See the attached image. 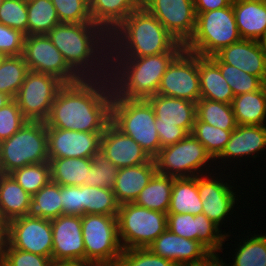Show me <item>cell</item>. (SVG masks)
<instances>
[{
  "label": "cell",
  "instance_id": "1",
  "mask_svg": "<svg viewBox=\"0 0 266 266\" xmlns=\"http://www.w3.org/2000/svg\"><path fill=\"white\" fill-rule=\"evenodd\" d=\"M112 99L109 77L65 84L51 106L46 128L104 132L111 122Z\"/></svg>",
  "mask_w": 266,
  "mask_h": 266
},
{
  "label": "cell",
  "instance_id": "2",
  "mask_svg": "<svg viewBox=\"0 0 266 266\" xmlns=\"http://www.w3.org/2000/svg\"><path fill=\"white\" fill-rule=\"evenodd\" d=\"M47 36L81 79L109 77V34L99 25L59 23Z\"/></svg>",
  "mask_w": 266,
  "mask_h": 266
},
{
  "label": "cell",
  "instance_id": "3",
  "mask_svg": "<svg viewBox=\"0 0 266 266\" xmlns=\"http://www.w3.org/2000/svg\"><path fill=\"white\" fill-rule=\"evenodd\" d=\"M109 42L110 58H139L184 49L143 6L109 34Z\"/></svg>",
  "mask_w": 266,
  "mask_h": 266
},
{
  "label": "cell",
  "instance_id": "4",
  "mask_svg": "<svg viewBox=\"0 0 266 266\" xmlns=\"http://www.w3.org/2000/svg\"><path fill=\"white\" fill-rule=\"evenodd\" d=\"M180 52H164L139 58H110L109 79L113 94L127 99L156 95L168 65Z\"/></svg>",
  "mask_w": 266,
  "mask_h": 266
},
{
  "label": "cell",
  "instance_id": "5",
  "mask_svg": "<svg viewBox=\"0 0 266 266\" xmlns=\"http://www.w3.org/2000/svg\"><path fill=\"white\" fill-rule=\"evenodd\" d=\"M155 121V111L147 99H127L113 94L111 123L137 142L151 158L161 150Z\"/></svg>",
  "mask_w": 266,
  "mask_h": 266
},
{
  "label": "cell",
  "instance_id": "6",
  "mask_svg": "<svg viewBox=\"0 0 266 266\" xmlns=\"http://www.w3.org/2000/svg\"><path fill=\"white\" fill-rule=\"evenodd\" d=\"M240 40L231 4L222 9L196 13L195 31L184 49L201 57H211Z\"/></svg>",
  "mask_w": 266,
  "mask_h": 266
},
{
  "label": "cell",
  "instance_id": "7",
  "mask_svg": "<svg viewBox=\"0 0 266 266\" xmlns=\"http://www.w3.org/2000/svg\"><path fill=\"white\" fill-rule=\"evenodd\" d=\"M43 162H49L45 122L27 121L10 138L0 142V174Z\"/></svg>",
  "mask_w": 266,
  "mask_h": 266
},
{
  "label": "cell",
  "instance_id": "8",
  "mask_svg": "<svg viewBox=\"0 0 266 266\" xmlns=\"http://www.w3.org/2000/svg\"><path fill=\"white\" fill-rule=\"evenodd\" d=\"M116 217L123 250L147 248L167 229V213L135 203L120 205Z\"/></svg>",
  "mask_w": 266,
  "mask_h": 266
},
{
  "label": "cell",
  "instance_id": "9",
  "mask_svg": "<svg viewBox=\"0 0 266 266\" xmlns=\"http://www.w3.org/2000/svg\"><path fill=\"white\" fill-rule=\"evenodd\" d=\"M117 215H82L85 261L101 266H115L123 251Z\"/></svg>",
  "mask_w": 266,
  "mask_h": 266
},
{
  "label": "cell",
  "instance_id": "10",
  "mask_svg": "<svg viewBox=\"0 0 266 266\" xmlns=\"http://www.w3.org/2000/svg\"><path fill=\"white\" fill-rule=\"evenodd\" d=\"M153 159L158 173L173 178L207 174L214 160L192 133L173 145L161 148Z\"/></svg>",
  "mask_w": 266,
  "mask_h": 266
},
{
  "label": "cell",
  "instance_id": "11",
  "mask_svg": "<svg viewBox=\"0 0 266 266\" xmlns=\"http://www.w3.org/2000/svg\"><path fill=\"white\" fill-rule=\"evenodd\" d=\"M64 85L56 76L29 70L14 99L28 121L45 122L58 91Z\"/></svg>",
  "mask_w": 266,
  "mask_h": 266
},
{
  "label": "cell",
  "instance_id": "12",
  "mask_svg": "<svg viewBox=\"0 0 266 266\" xmlns=\"http://www.w3.org/2000/svg\"><path fill=\"white\" fill-rule=\"evenodd\" d=\"M22 57L30 71L56 76L65 84L81 80L68 66L47 34L26 35Z\"/></svg>",
  "mask_w": 266,
  "mask_h": 266
},
{
  "label": "cell",
  "instance_id": "13",
  "mask_svg": "<svg viewBox=\"0 0 266 266\" xmlns=\"http://www.w3.org/2000/svg\"><path fill=\"white\" fill-rule=\"evenodd\" d=\"M157 94L196 103L200 99L198 54L183 49L168 65Z\"/></svg>",
  "mask_w": 266,
  "mask_h": 266
},
{
  "label": "cell",
  "instance_id": "14",
  "mask_svg": "<svg viewBox=\"0 0 266 266\" xmlns=\"http://www.w3.org/2000/svg\"><path fill=\"white\" fill-rule=\"evenodd\" d=\"M6 241L13 248L52 260L51 220L32 215L15 218L6 224Z\"/></svg>",
  "mask_w": 266,
  "mask_h": 266
},
{
  "label": "cell",
  "instance_id": "15",
  "mask_svg": "<svg viewBox=\"0 0 266 266\" xmlns=\"http://www.w3.org/2000/svg\"><path fill=\"white\" fill-rule=\"evenodd\" d=\"M142 6L185 45L196 27L194 0H142Z\"/></svg>",
  "mask_w": 266,
  "mask_h": 266
},
{
  "label": "cell",
  "instance_id": "16",
  "mask_svg": "<svg viewBox=\"0 0 266 266\" xmlns=\"http://www.w3.org/2000/svg\"><path fill=\"white\" fill-rule=\"evenodd\" d=\"M167 228L176 235L199 241L213 255L223 252V244L230 237L226 232L222 234L221 229L204 213H167Z\"/></svg>",
  "mask_w": 266,
  "mask_h": 266
},
{
  "label": "cell",
  "instance_id": "17",
  "mask_svg": "<svg viewBox=\"0 0 266 266\" xmlns=\"http://www.w3.org/2000/svg\"><path fill=\"white\" fill-rule=\"evenodd\" d=\"M53 263L84 262L82 216L61 215L51 220Z\"/></svg>",
  "mask_w": 266,
  "mask_h": 266
},
{
  "label": "cell",
  "instance_id": "18",
  "mask_svg": "<svg viewBox=\"0 0 266 266\" xmlns=\"http://www.w3.org/2000/svg\"><path fill=\"white\" fill-rule=\"evenodd\" d=\"M103 132L47 128L49 158H92L100 152Z\"/></svg>",
  "mask_w": 266,
  "mask_h": 266
},
{
  "label": "cell",
  "instance_id": "19",
  "mask_svg": "<svg viewBox=\"0 0 266 266\" xmlns=\"http://www.w3.org/2000/svg\"><path fill=\"white\" fill-rule=\"evenodd\" d=\"M211 175L212 172L208 173V176L207 174L197 176L198 192L202 200V213L221 228L223 221L228 219V215L233 212L235 203L238 204V196L236 198V192H233L234 186L229 185L224 179L214 176L217 173Z\"/></svg>",
  "mask_w": 266,
  "mask_h": 266
},
{
  "label": "cell",
  "instance_id": "20",
  "mask_svg": "<svg viewBox=\"0 0 266 266\" xmlns=\"http://www.w3.org/2000/svg\"><path fill=\"white\" fill-rule=\"evenodd\" d=\"M147 248L153 254L166 258L178 266L200 264L213 255L199 241L176 235L168 228Z\"/></svg>",
  "mask_w": 266,
  "mask_h": 266
},
{
  "label": "cell",
  "instance_id": "21",
  "mask_svg": "<svg viewBox=\"0 0 266 266\" xmlns=\"http://www.w3.org/2000/svg\"><path fill=\"white\" fill-rule=\"evenodd\" d=\"M100 153L117 168L141 165L152 159L137 142L123 134L111 122L102 134Z\"/></svg>",
  "mask_w": 266,
  "mask_h": 266
},
{
  "label": "cell",
  "instance_id": "22",
  "mask_svg": "<svg viewBox=\"0 0 266 266\" xmlns=\"http://www.w3.org/2000/svg\"><path fill=\"white\" fill-rule=\"evenodd\" d=\"M209 58L214 63L235 66L266 84V59L259 41L241 39Z\"/></svg>",
  "mask_w": 266,
  "mask_h": 266
},
{
  "label": "cell",
  "instance_id": "23",
  "mask_svg": "<svg viewBox=\"0 0 266 266\" xmlns=\"http://www.w3.org/2000/svg\"><path fill=\"white\" fill-rule=\"evenodd\" d=\"M265 148L266 125H237L224 150L215 160L230 158L228 161L232 162L233 159L242 161L246 156L256 158Z\"/></svg>",
  "mask_w": 266,
  "mask_h": 266
},
{
  "label": "cell",
  "instance_id": "24",
  "mask_svg": "<svg viewBox=\"0 0 266 266\" xmlns=\"http://www.w3.org/2000/svg\"><path fill=\"white\" fill-rule=\"evenodd\" d=\"M147 100L155 111V125H176L192 133L196 119L195 102L159 94Z\"/></svg>",
  "mask_w": 266,
  "mask_h": 266
},
{
  "label": "cell",
  "instance_id": "25",
  "mask_svg": "<svg viewBox=\"0 0 266 266\" xmlns=\"http://www.w3.org/2000/svg\"><path fill=\"white\" fill-rule=\"evenodd\" d=\"M157 172L152 158L149 162L132 167L119 168L112 188L120 205L134 203L141 190Z\"/></svg>",
  "mask_w": 266,
  "mask_h": 266
},
{
  "label": "cell",
  "instance_id": "26",
  "mask_svg": "<svg viewBox=\"0 0 266 266\" xmlns=\"http://www.w3.org/2000/svg\"><path fill=\"white\" fill-rule=\"evenodd\" d=\"M232 6L241 39L259 41L266 34V1L233 0Z\"/></svg>",
  "mask_w": 266,
  "mask_h": 266
},
{
  "label": "cell",
  "instance_id": "27",
  "mask_svg": "<svg viewBox=\"0 0 266 266\" xmlns=\"http://www.w3.org/2000/svg\"><path fill=\"white\" fill-rule=\"evenodd\" d=\"M142 6V0H89L92 22L111 34L133 11Z\"/></svg>",
  "mask_w": 266,
  "mask_h": 266
},
{
  "label": "cell",
  "instance_id": "28",
  "mask_svg": "<svg viewBox=\"0 0 266 266\" xmlns=\"http://www.w3.org/2000/svg\"><path fill=\"white\" fill-rule=\"evenodd\" d=\"M31 199L32 196L9 174H0V217L6 224L15 218L30 215Z\"/></svg>",
  "mask_w": 266,
  "mask_h": 266
},
{
  "label": "cell",
  "instance_id": "29",
  "mask_svg": "<svg viewBox=\"0 0 266 266\" xmlns=\"http://www.w3.org/2000/svg\"><path fill=\"white\" fill-rule=\"evenodd\" d=\"M200 99L232 104L235 97L219 67L209 58L198 55Z\"/></svg>",
  "mask_w": 266,
  "mask_h": 266
},
{
  "label": "cell",
  "instance_id": "30",
  "mask_svg": "<svg viewBox=\"0 0 266 266\" xmlns=\"http://www.w3.org/2000/svg\"><path fill=\"white\" fill-rule=\"evenodd\" d=\"M231 105L237 125H265L266 84L255 92L235 96Z\"/></svg>",
  "mask_w": 266,
  "mask_h": 266
},
{
  "label": "cell",
  "instance_id": "31",
  "mask_svg": "<svg viewBox=\"0 0 266 266\" xmlns=\"http://www.w3.org/2000/svg\"><path fill=\"white\" fill-rule=\"evenodd\" d=\"M51 181L63 186L87 185L91 158H49Z\"/></svg>",
  "mask_w": 266,
  "mask_h": 266
},
{
  "label": "cell",
  "instance_id": "32",
  "mask_svg": "<svg viewBox=\"0 0 266 266\" xmlns=\"http://www.w3.org/2000/svg\"><path fill=\"white\" fill-rule=\"evenodd\" d=\"M202 200L198 192L197 176L174 178L170 206L167 213H202Z\"/></svg>",
  "mask_w": 266,
  "mask_h": 266
},
{
  "label": "cell",
  "instance_id": "33",
  "mask_svg": "<svg viewBox=\"0 0 266 266\" xmlns=\"http://www.w3.org/2000/svg\"><path fill=\"white\" fill-rule=\"evenodd\" d=\"M174 178L156 172L134 201L138 206L167 213Z\"/></svg>",
  "mask_w": 266,
  "mask_h": 266
},
{
  "label": "cell",
  "instance_id": "34",
  "mask_svg": "<svg viewBox=\"0 0 266 266\" xmlns=\"http://www.w3.org/2000/svg\"><path fill=\"white\" fill-rule=\"evenodd\" d=\"M27 35L48 34L60 23L51 0H27Z\"/></svg>",
  "mask_w": 266,
  "mask_h": 266
},
{
  "label": "cell",
  "instance_id": "35",
  "mask_svg": "<svg viewBox=\"0 0 266 266\" xmlns=\"http://www.w3.org/2000/svg\"><path fill=\"white\" fill-rule=\"evenodd\" d=\"M61 201L60 185L50 180L32 196L30 215L53 220L63 215Z\"/></svg>",
  "mask_w": 266,
  "mask_h": 266
},
{
  "label": "cell",
  "instance_id": "36",
  "mask_svg": "<svg viewBox=\"0 0 266 266\" xmlns=\"http://www.w3.org/2000/svg\"><path fill=\"white\" fill-rule=\"evenodd\" d=\"M196 117L222 130H234L237 127L231 104L199 99L196 102Z\"/></svg>",
  "mask_w": 266,
  "mask_h": 266
},
{
  "label": "cell",
  "instance_id": "37",
  "mask_svg": "<svg viewBox=\"0 0 266 266\" xmlns=\"http://www.w3.org/2000/svg\"><path fill=\"white\" fill-rule=\"evenodd\" d=\"M83 215H117L120 204L111 188L82 185Z\"/></svg>",
  "mask_w": 266,
  "mask_h": 266
},
{
  "label": "cell",
  "instance_id": "38",
  "mask_svg": "<svg viewBox=\"0 0 266 266\" xmlns=\"http://www.w3.org/2000/svg\"><path fill=\"white\" fill-rule=\"evenodd\" d=\"M28 71L22 55L7 56L0 64V92L14 99Z\"/></svg>",
  "mask_w": 266,
  "mask_h": 266
},
{
  "label": "cell",
  "instance_id": "39",
  "mask_svg": "<svg viewBox=\"0 0 266 266\" xmlns=\"http://www.w3.org/2000/svg\"><path fill=\"white\" fill-rule=\"evenodd\" d=\"M240 242L235 249V258L231 266H266V234L254 236ZM243 243V245H240ZM225 266H230V264Z\"/></svg>",
  "mask_w": 266,
  "mask_h": 266
},
{
  "label": "cell",
  "instance_id": "40",
  "mask_svg": "<svg viewBox=\"0 0 266 266\" xmlns=\"http://www.w3.org/2000/svg\"><path fill=\"white\" fill-rule=\"evenodd\" d=\"M9 175L33 196L51 180L50 164L49 162L29 164L12 171Z\"/></svg>",
  "mask_w": 266,
  "mask_h": 266
},
{
  "label": "cell",
  "instance_id": "41",
  "mask_svg": "<svg viewBox=\"0 0 266 266\" xmlns=\"http://www.w3.org/2000/svg\"><path fill=\"white\" fill-rule=\"evenodd\" d=\"M232 131L209 125L196 117L192 135L206 148L215 161L224 150Z\"/></svg>",
  "mask_w": 266,
  "mask_h": 266
},
{
  "label": "cell",
  "instance_id": "42",
  "mask_svg": "<svg viewBox=\"0 0 266 266\" xmlns=\"http://www.w3.org/2000/svg\"><path fill=\"white\" fill-rule=\"evenodd\" d=\"M215 64L219 67L222 76L231 87L234 96L255 92L264 85L258 77L248 74L235 66L225 63Z\"/></svg>",
  "mask_w": 266,
  "mask_h": 266
},
{
  "label": "cell",
  "instance_id": "43",
  "mask_svg": "<svg viewBox=\"0 0 266 266\" xmlns=\"http://www.w3.org/2000/svg\"><path fill=\"white\" fill-rule=\"evenodd\" d=\"M92 164L88 175V187L113 188L118 169L100 152L91 158Z\"/></svg>",
  "mask_w": 266,
  "mask_h": 266
},
{
  "label": "cell",
  "instance_id": "44",
  "mask_svg": "<svg viewBox=\"0 0 266 266\" xmlns=\"http://www.w3.org/2000/svg\"><path fill=\"white\" fill-rule=\"evenodd\" d=\"M50 258L13 248L6 240L0 248V266H52Z\"/></svg>",
  "mask_w": 266,
  "mask_h": 266
},
{
  "label": "cell",
  "instance_id": "45",
  "mask_svg": "<svg viewBox=\"0 0 266 266\" xmlns=\"http://www.w3.org/2000/svg\"><path fill=\"white\" fill-rule=\"evenodd\" d=\"M27 0H4L0 7V23L27 35Z\"/></svg>",
  "mask_w": 266,
  "mask_h": 266
},
{
  "label": "cell",
  "instance_id": "46",
  "mask_svg": "<svg viewBox=\"0 0 266 266\" xmlns=\"http://www.w3.org/2000/svg\"><path fill=\"white\" fill-rule=\"evenodd\" d=\"M60 23L92 22L89 0H51Z\"/></svg>",
  "mask_w": 266,
  "mask_h": 266
},
{
  "label": "cell",
  "instance_id": "47",
  "mask_svg": "<svg viewBox=\"0 0 266 266\" xmlns=\"http://www.w3.org/2000/svg\"><path fill=\"white\" fill-rule=\"evenodd\" d=\"M117 266H178L174 262L153 254L148 248L123 250Z\"/></svg>",
  "mask_w": 266,
  "mask_h": 266
},
{
  "label": "cell",
  "instance_id": "48",
  "mask_svg": "<svg viewBox=\"0 0 266 266\" xmlns=\"http://www.w3.org/2000/svg\"><path fill=\"white\" fill-rule=\"evenodd\" d=\"M27 121L15 99L0 108V142L10 138Z\"/></svg>",
  "mask_w": 266,
  "mask_h": 266
},
{
  "label": "cell",
  "instance_id": "49",
  "mask_svg": "<svg viewBox=\"0 0 266 266\" xmlns=\"http://www.w3.org/2000/svg\"><path fill=\"white\" fill-rule=\"evenodd\" d=\"M25 35L19 30L0 23V51L7 56H19L23 52Z\"/></svg>",
  "mask_w": 266,
  "mask_h": 266
},
{
  "label": "cell",
  "instance_id": "50",
  "mask_svg": "<svg viewBox=\"0 0 266 266\" xmlns=\"http://www.w3.org/2000/svg\"><path fill=\"white\" fill-rule=\"evenodd\" d=\"M60 198L63 205V215H83L82 186L60 185Z\"/></svg>",
  "mask_w": 266,
  "mask_h": 266
},
{
  "label": "cell",
  "instance_id": "51",
  "mask_svg": "<svg viewBox=\"0 0 266 266\" xmlns=\"http://www.w3.org/2000/svg\"><path fill=\"white\" fill-rule=\"evenodd\" d=\"M161 148L173 145L184 139L189 133L182 127L176 125H155Z\"/></svg>",
  "mask_w": 266,
  "mask_h": 266
},
{
  "label": "cell",
  "instance_id": "52",
  "mask_svg": "<svg viewBox=\"0 0 266 266\" xmlns=\"http://www.w3.org/2000/svg\"><path fill=\"white\" fill-rule=\"evenodd\" d=\"M233 0H194L195 13L208 12L229 7Z\"/></svg>",
  "mask_w": 266,
  "mask_h": 266
},
{
  "label": "cell",
  "instance_id": "53",
  "mask_svg": "<svg viewBox=\"0 0 266 266\" xmlns=\"http://www.w3.org/2000/svg\"><path fill=\"white\" fill-rule=\"evenodd\" d=\"M217 255H212L211 257H209L205 262L200 263V264H195V265H191V266H225V262L223 261V259L221 260Z\"/></svg>",
  "mask_w": 266,
  "mask_h": 266
},
{
  "label": "cell",
  "instance_id": "54",
  "mask_svg": "<svg viewBox=\"0 0 266 266\" xmlns=\"http://www.w3.org/2000/svg\"><path fill=\"white\" fill-rule=\"evenodd\" d=\"M52 266H101L92 262H68V263H53Z\"/></svg>",
  "mask_w": 266,
  "mask_h": 266
},
{
  "label": "cell",
  "instance_id": "55",
  "mask_svg": "<svg viewBox=\"0 0 266 266\" xmlns=\"http://www.w3.org/2000/svg\"><path fill=\"white\" fill-rule=\"evenodd\" d=\"M6 240V223L0 217V248Z\"/></svg>",
  "mask_w": 266,
  "mask_h": 266
},
{
  "label": "cell",
  "instance_id": "56",
  "mask_svg": "<svg viewBox=\"0 0 266 266\" xmlns=\"http://www.w3.org/2000/svg\"><path fill=\"white\" fill-rule=\"evenodd\" d=\"M11 100L12 98L10 96L0 92V108L8 104Z\"/></svg>",
  "mask_w": 266,
  "mask_h": 266
},
{
  "label": "cell",
  "instance_id": "57",
  "mask_svg": "<svg viewBox=\"0 0 266 266\" xmlns=\"http://www.w3.org/2000/svg\"><path fill=\"white\" fill-rule=\"evenodd\" d=\"M259 43L262 47V51L265 55V59H266V34L259 40Z\"/></svg>",
  "mask_w": 266,
  "mask_h": 266
},
{
  "label": "cell",
  "instance_id": "58",
  "mask_svg": "<svg viewBox=\"0 0 266 266\" xmlns=\"http://www.w3.org/2000/svg\"><path fill=\"white\" fill-rule=\"evenodd\" d=\"M7 57L2 51H0V64L3 62V60Z\"/></svg>",
  "mask_w": 266,
  "mask_h": 266
},
{
  "label": "cell",
  "instance_id": "59",
  "mask_svg": "<svg viewBox=\"0 0 266 266\" xmlns=\"http://www.w3.org/2000/svg\"><path fill=\"white\" fill-rule=\"evenodd\" d=\"M3 1H4V0H0V7H1V5H2Z\"/></svg>",
  "mask_w": 266,
  "mask_h": 266
}]
</instances>
